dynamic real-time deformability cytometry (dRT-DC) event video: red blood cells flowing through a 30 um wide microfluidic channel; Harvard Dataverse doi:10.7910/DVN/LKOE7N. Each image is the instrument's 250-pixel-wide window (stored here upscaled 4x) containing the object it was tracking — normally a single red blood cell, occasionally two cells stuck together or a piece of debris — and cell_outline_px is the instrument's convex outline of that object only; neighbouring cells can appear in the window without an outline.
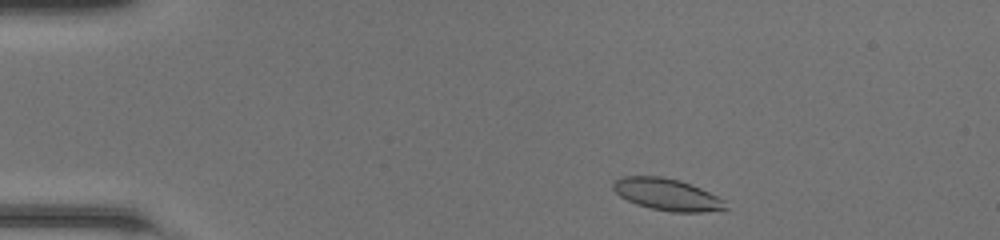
{"species": "common noctule bat (a hibernating species)", "species_latin": "Nyctalus noctula", "temperature_condition": "room temperature", "stored_images_in_passage": 43, "camera_frame_rate_fps": 3000, "um_per_image_px": 0.085, "animal": {"sex": "female", "body_mass_g": 20.0, "forearm_length_mm": 54.0}, "frame": {"image": 1, "passage_image": 3, "time_ms": 0.667, "image_size_px": [1000, 240], "cell_outline_px": [[728, 208], [700, 212], [672, 212], [652, 208], [636, 204], [620, 196], [612, 188], [612, 184], [620, 176], [660, 176], [680, 180], [700, 188], [724, 200]], "centroid_in_image_um": [56.66, 16.52], "position_along_channel_um": 28.3, "area_um2": 20.63}}
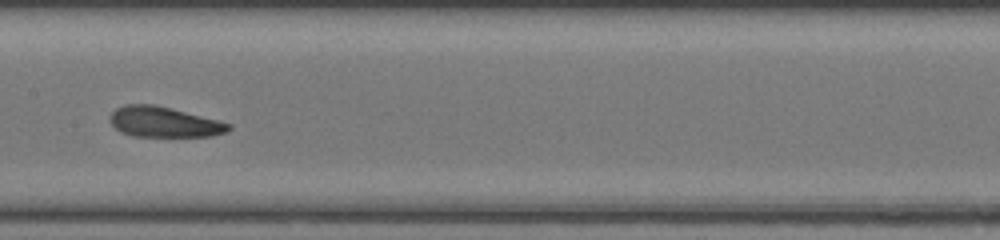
{"frame": {"image": 2, "passage_image": 20, "time_ms": 6.333, "image_size_px": [1000, 240], "cell_outline_px": [[232, 128], [224, 132], [212, 136], [132, 136], [120, 132], [112, 124], [112, 112], [116, 108], [124, 104], [152, 104], [172, 108], [232, 124]], "centroid_in_image_um": [13.94, 10.37], "position_along_channel_um": 193.5, "area_um2": 20.81}}
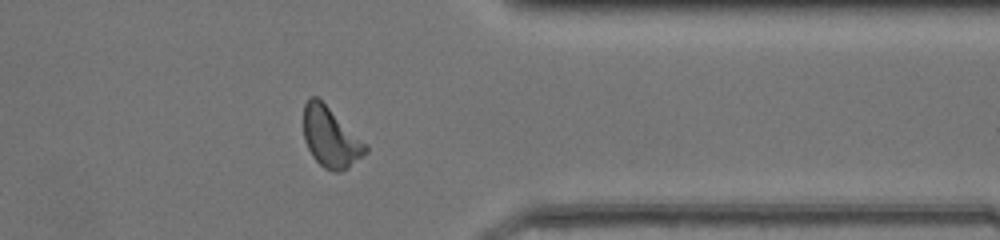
{"frame": {"image": 3, "passage_image": 34, "time_ms": 11.0, "image_size_px": [1000, 240], "cell_outline_px": [[368, 152], [348, 168], [340, 172], [332, 172], [324, 168], [312, 156], [304, 140], [304, 104], [308, 96], [316, 96], [368, 144]], "centroid_in_image_um": [28.11, 11.69], "position_along_channel_um": 383.3, "area_um2": 21.79}, "authors_computed_cell_mechanics": {"area_um2": 20.9236, "velocity_mm_per_s": 4.2578, "shape_relaxation_time_tau1_ms": null, "shape_relaxation_time_tau2_ms": 1.8173, "deformation_change_tau1": null, "deformation_change_tau2": 0.114}}